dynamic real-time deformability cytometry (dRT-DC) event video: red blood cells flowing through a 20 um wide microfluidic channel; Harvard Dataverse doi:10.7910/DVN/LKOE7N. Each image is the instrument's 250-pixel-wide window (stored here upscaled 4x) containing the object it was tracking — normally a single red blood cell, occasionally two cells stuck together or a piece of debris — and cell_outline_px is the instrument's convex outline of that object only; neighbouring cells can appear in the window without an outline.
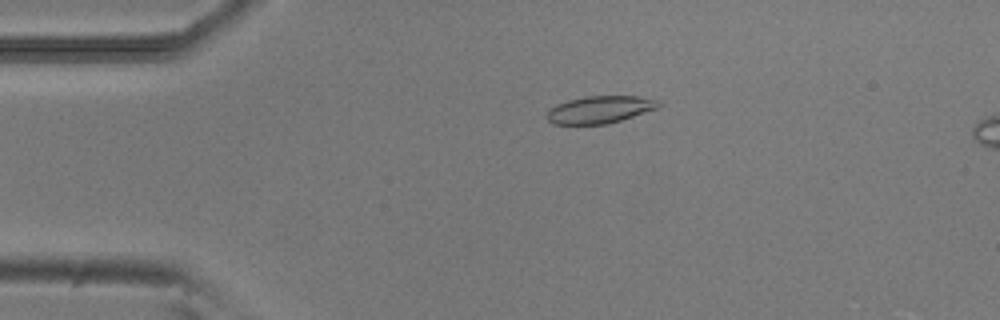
{"species": "common noctule bat (a hibernating species)", "species_latin": "Nyctalus noctula", "temperature_condition": "room temperature", "stored_images_in_passage": 45, "segment_of_instrument_passage": [1, 2], "camera_frame_rate_fps": 3000, "um_per_image_px": 0.085, "animal": {"sex": "male", "body_mass_g": 20.5, "forearm_length_mm": 52.5}, "frame": {"image": 1, "passage_image": 3, "time_ms": 0.667, "image_size_px": [1000, 320], "cell_outline_px": [[660, 108], [608, 124], [552, 124], [548, 120], [548, 108], [556, 104], [568, 100], [588, 96], [636, 96], [656, 100], [660, 104]], "centroid_in_image_um": [50.98, 9.32], "position_along_channel_um": 34.0, "area_um2": 17.74}}
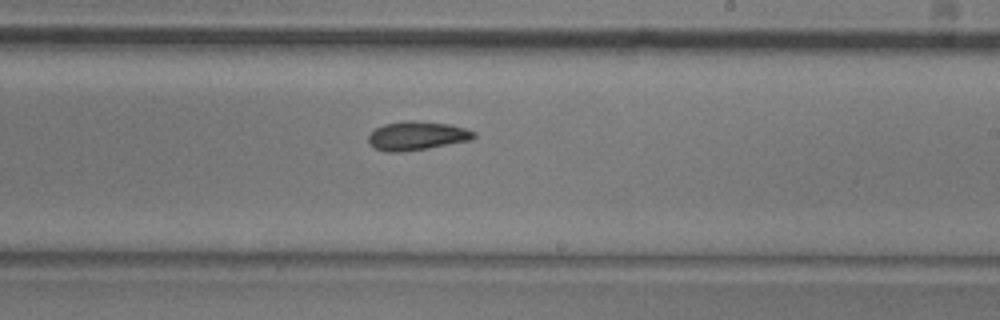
{"frame": {"image": 2, "passage_image": 23, "time_ms": 7.333, "image_size_px": [1000, 320], "cell_outline_px": [[476, 136], [472, 140], [428, 148], [400, 152], [384, 152], [368, 144], [368, 136], [376, 128], [384, 124], [404, 120], [412, 120], [448, 124], [464, 128], [476, 132]], "centroid_in_image_um": [35.43, 11.54], "position_along_channel_um": 253.6, "area_um2": 17.74}}
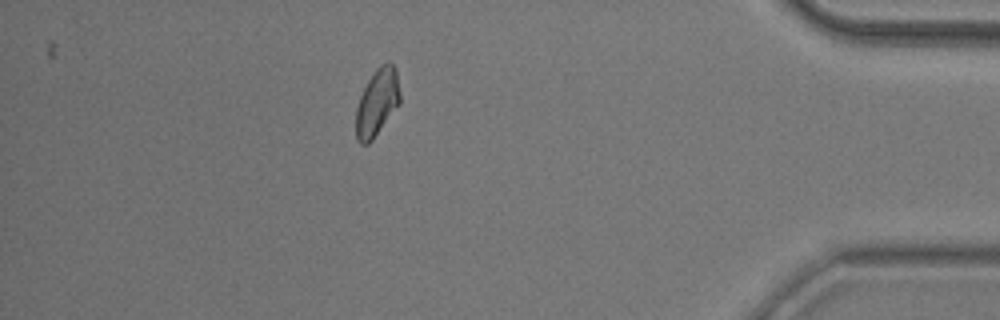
{"frame": {"image": 3, "passage_image": 38, "time_ms": 12.333, "image_size_px": [1000, 320], "cell_outline_px": [[400, 104], [372, 140], [368, 144], [360, 144], [356, 140], [356, 108], [360, 96], [368, 80], [376, 68], [380, 64], [388, 60], [392, 64], [396, 72], [400, 92]], "centroid_in_image_um": [32.05, 8.71], "position_along_channel_um": 403.1, "area_um2": 17.28}}